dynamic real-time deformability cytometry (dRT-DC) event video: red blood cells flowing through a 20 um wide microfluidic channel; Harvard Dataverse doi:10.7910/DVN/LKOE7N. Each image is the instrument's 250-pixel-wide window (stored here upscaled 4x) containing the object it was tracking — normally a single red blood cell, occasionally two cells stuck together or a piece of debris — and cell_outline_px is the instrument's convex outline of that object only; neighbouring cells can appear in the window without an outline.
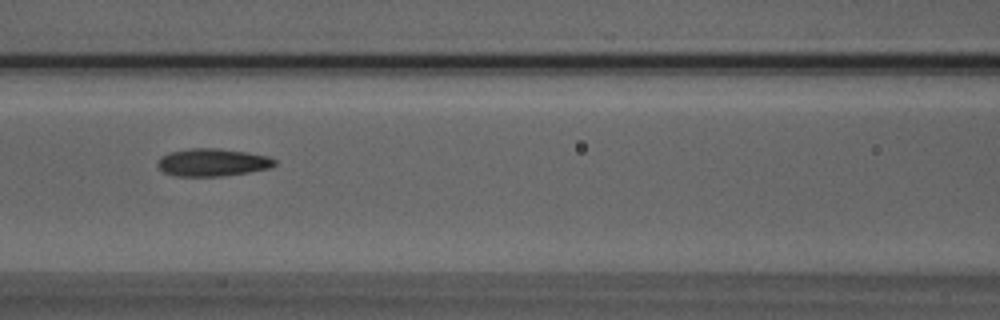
{"species": "Egyptian fruit bat (a non-hibernating species)", "species_latin": "Rousettus aegyptiacus", "temperature_condition": "room temperature", "stored_images_in_passage": 9, "camera_frame_rate_fps": 3000, "um_per_image_px": 0.085, "animal": {"sex": "male"}, "frame": {"image": 1, "passage_image": 7, "time_ms": 7.667, "image_size_px": [1000, 320], "cell_outline_px": [[276, 164], [272, 168], [224, 176], [176, 176], [164, 172], [156, 164], [160, 156], [172, 152], [192, 148], [220, 148], [248, 152], [268, 156], [276, 160]], "centroid_in_image_um": [18.09, 13.8], "position_along_channel_um": 148.5, "area_um2": 18.96}}
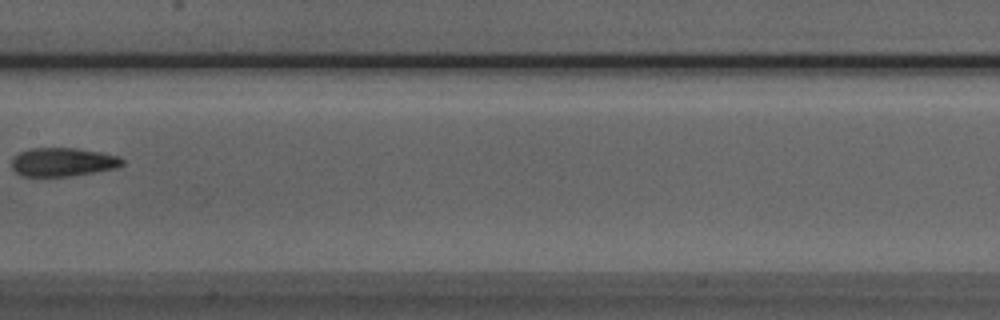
{"frame": {"image": 2, "passage_image": 8, "time_ms": 9.0, "image_size_px": [1000, 320], "cell_outline_px": [[124, 164], [116, 168], [68, 176], [20, 176], [12, 168], [12, 156], [20, 152], [32, 148], [76, 148], [104, 152], [120, 156], [124, 160]], "centroid_in_image_um": [5.35, 13.76], "position_along_channel_um": 202.1, "area_um2": 18.55}}
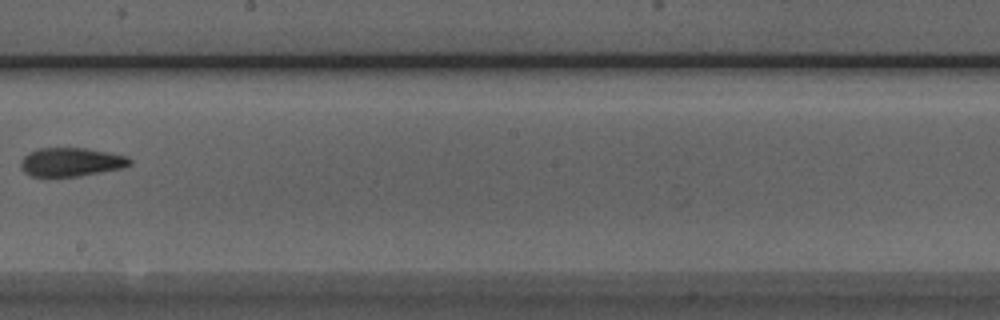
{"frame": {"image": 3, "passage_image": 9, "time_ms": 10.0, "image_size_px": [1000, 320], "cell_outline_px": [[132, 164], [124, 168], [80, 176], [32, 176], [24, 172], [20, 168], [20, 164], [24, 156], [28, 152], [40, 148], [84, 148], [108, 152], [128, 156], [132, 160]], "centroid_in_image_um": [6.07, 13.77], "position_along_channel_um": 242.1, "area_um2": 18.32}}